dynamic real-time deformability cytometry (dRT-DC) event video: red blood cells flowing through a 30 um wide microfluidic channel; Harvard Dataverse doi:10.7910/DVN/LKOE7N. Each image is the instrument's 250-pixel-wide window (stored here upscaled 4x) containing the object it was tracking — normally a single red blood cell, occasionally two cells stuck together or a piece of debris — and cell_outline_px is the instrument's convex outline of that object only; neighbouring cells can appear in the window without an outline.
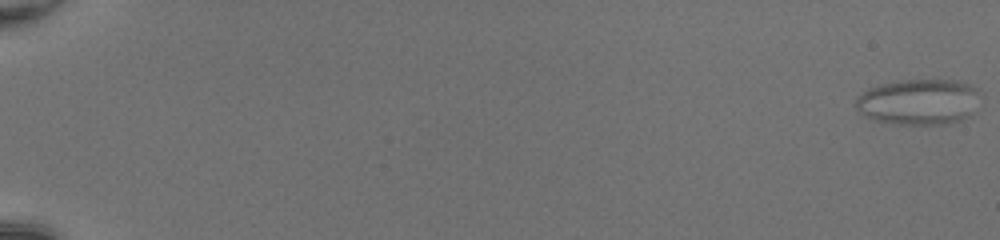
{"species": "common noctule bat (a hibernating species)", "species_latin": "Nyctalus noctula", "temperature_condition": "room temperature", "stored_images_in_passage": 53, "camera_frame_rate_fps": 3000, "um_per_image_px": 0.085, "animal": {"sex": "female", "body_mass_g": 20.0, "forearm_length_mm": 54.0}, "frame": {"image": 1, "passage_image": 1, "time_ms": 0.0, "image_size_px": [1000, 240], "cell_outline_px": [[984, 96], [968, 116], [960, 120], [948, 124], [892, 124], [876, 120], [864, 116], [856, 108], [856, 96], [868, 88], [880, 84], [900, 80], [956, 80], [972, 84], [980, 88]], "centroid_in_image_um": [78.15, 8.64], "position_along_channel_um": 6.9, "area_um2": 33.87}}
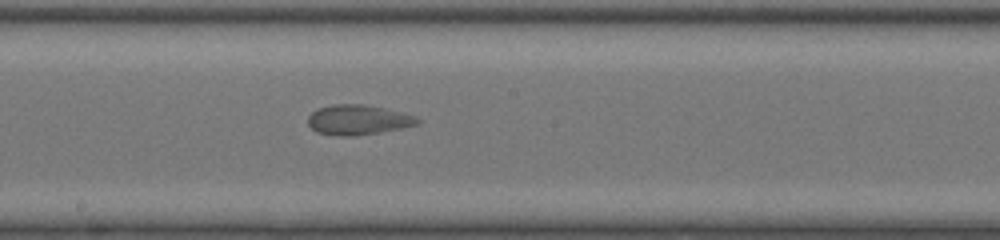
{"frame": {"image": 2, "passage_image": 32, "time_ms": 10.333, "image_size_px": [1000, 240], "cell_outline_px": [[420, 124], [380, 132], [352, 136], [340, 136], [316, 132], [308, 124], [308, 116], [316, 108], [332, 104], [364, 104], [404, 112], [416, 116], [420, 120]], "centroid_in_image_um": [30.44, 10.17], "position_along_channel_um": 217.8, "area_um2": 19.25}}
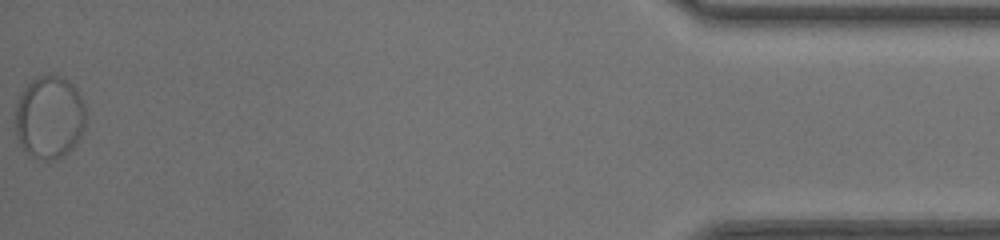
{"frame": {"image": 3, "passage_image": 53, "time_ms": 17.333, "image_size_px": [1000, 240], "cell_outline_px": [[88, 120], [84, 132], [72, 148], [68, 152], [52, 160], [44, 160], [24, 152], [16, 136], [16, 104], [20, 92], [36, 76], [64, 76], [76, 88], [84, 100]], "centroid_in_image_um": [4.24, 9.96], "position_along_channel_um": 431.0, "area_um2": 34.62}}